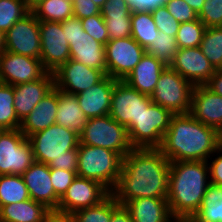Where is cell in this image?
<instances>
[{
    "instance_id": "obj_40",
    "label": "cell",
    "mask_w": 222,
    "mask_h": 222,
    "mask_svg": "<svg viewBox=\"0 0 222 222\" xmlns=\"http://www.w3.org/2000/svg\"><path fill=\"white\" fill-rule=\"evenodd\" d=\"M157 29L164 34L176 37L180 23L168 12L165 6H160L151 11Z\"/></svg>"
},
{
    "instance_id": "obj_29",
    "label": "cell",
    "mask_w": 222,
    "mask_h": 222,
    "mask_svg": "<svg viewBox=\"0 0 222 222\" xmlns=\"http://www.w3.org/2000/svg\"><path fill=\"white\" fill-rule=\"evenodd\" d=\"M31 12L38 21L63 22L73 14V1L71 0H40Z\"/></svg>"
},
{
    "instance_id": "obj_28",
    "label": "cell",
    "mask_w": 222,
    "mask_h": 222,
    "mask_svg": "<svg viewBox=\"0 0 222 222\" xmlns=\"http://www.w3.org/2000/svg\"><path fill=\"white\" fill-rule=\"evenodd\" d=\"M189 222H222V186L208 185L199 210Z\"/></svg>"
},
{
    "instance_id": "obj_9",
    "label": "cell",
    "mask_w": 222,
    "mask_h": 222,
    "mask_svg": "<svg viewBox=\"0 0 222 222\" xmlns=\"http://www.w3.org/2000/svg\"><path fill=\"white\" fill-rule=\"evenodd\" d=\"M194 85L170 66L162 71L150 98L153 103L170 110L174 115L188 114L191 109Z\"/></svg>"
},
{
    "instance_id": "obj_57",
    "label": "cell",
    "mask_w": 222,
    "mask_h": 222,
    "mask_svg": "<svg viewBox=\"0 0 222 222\" xmlns=\"http://www.w3.org/2000/svg\"><path fill=\"white\" fill-rule=\"evenodd\" d=\"M175 222H189V221H179V220H177V221H175Z\"/></svg>"
},
{
    "instance_id": "obj_16",
    "label": "cell",
    "mask_w": 222,
    "mask_h": 222,
    "mask_svg": "<svg viewBox=\"0 0 222 222\" xmlns=\"http://www.w3.org/2000/svg\"><path fill=\"white\" fill-rule=\"evenodd\" d=\"M47 71L41 59L4 51L0 56V82L12 86L35 81Z\"/></svg>"
},
{
    "instance_id": "obj_38",
    "label": "cell",
    "mask_w": 222,
    "mask_h": 222,
    "mask_svg": "<svg viewBox=\"0 0 222 222\" xmlns=\"http://www.w3.org/2000/svg\"><path fill=\"white\" fill-rule=\"evenodd\" d=\"M198 19L206 28L222 26V0H205Z\"/></svg>"
},
{
    "instance_id": "obj_23",
    "label": "cell",
    "mask_w": 222,
    "mask_h": 222,
    "mask_svg": "<svg viewBox=\"0 0 222 222\" xmlns=\"http://www.w3.org/2000/svg\"><path fill=\"white\" fill-rule=\"evenodd\" d=\"M59 89L54 87L34 107L29 115L21 121L19 130L29 137L49 126L56 124L55 118L58 107Z\"/></svg>"
},
{
    "instance_id": "obj_17",
    "label": "cell",
    "mask_w": 222,
    "mask_h": 222,
    "mask_svg": "<svg viewBox=\"0 0 222 222\" xmlns=\"http://www.w3.org/2000/svg\"><path fill=\"white\" fill-rule=\"evenodd\" d=\"M111 192L100 182L76 176L60 199L58 208L74 213L102 202Z\"/></svg>"
},
{
    "instance_id": "obj_48",
    "label": "cell",
    "mask_w": 222,
    "mask_h": 222,
    "mask_svg": "<svg viewBox=\"0 0 222 222\" xmlns=\"http://www.w3.org/2000/svg\"><path fill=\"white\" fill-rule=\"evenodd\" d=\"M213 93L222 96V68L216 69L214 75L205 84Z\"/></svg>"
},
{
    "instance_id": "obj_5",
    "label": "cell",
    "mask_w": 222,
    "mask_h": 222,
    "mask_svg": "<svg viewBox=\"0 0 222 222\" xmlns=\"http://www.w3.org/2000/svg\"><path fill=\"white\" fill-rule=\"evenodd\" d=\"M122 159L115 151L79 142L77 176L98 181L111 192L118 182Z\"/></svg>"
},
{
    "instance_id": "obj_39",
    "label": "cell",
    "mask_w": 222,
    "mask_h": 222,
    "mask_svg": "<svg viewBox=\"0 0 222 222\" xmlns=\"http://www.w3.org/2000/svg\"><path fill=\"white\" fill-rule=\"evenodd\" d=\"M103 19L106 24L109 40L131 36V16H111V18Z\"/></svg>"
},
{
    "instance_id": "obj_25",
    "label": "cell",
    "mask_w": 222,
    "mask_h": 222,
    "mask_svg": "<svg viewBox=\"0 0 222 222\" xmlns=\"http://www.w3.org/2000/svg\"><path fill=\"white\" fill-rule=\"evenodd\" d=\"M124 207L133 222H175L167 198H137L128 201Z\"/></svg>"
},
{
    "instance_id": "obj_31",
    "label": "cell",
    "mask_w": 222,
    "mask_h": 222,
    "mask_svg": "<svg viewBox=\"0 0 222 222\" xmlns=\"http://www.w3.org/2000/svg\"><path fill=\"white\" fill-rule=\"evenodd\" d=\"M30 199L22 175H0V207Z\"/></svg>"
},
{
    "instance_id": "obj_36",
    "label": "cell",
    "mask_w": 222,
    "mask_h": 222,
    "mask_svg": "<svg viewBox=\"0 0 222 222\" xmlns=\"http://www.w3.org/2000/svg\"><path fill=\"white\" fill-rule=\"evenodd\" d=\"M178 49L175 37L159 31L154 41H152L151 45L146 49V53L153 55L157 60L169 66Z\"/></svg>"
},
{
    "instance_id": "obj_33",
    "label": "cell",
    "mask_w": 222,
    "mask_h": 222,
    "mask_svg": "<svg viewBox=\"0 0 222 222\" xmlns=\"http://www.w3.org/2000/svg\"><path fill=\"white\" fill-rule=\"evenodd\" d=\"M14 88L12 85L0 82V127L3 130H15L20 128L14 110Z\"/></svg>"
},
{
    "instance_id": "obj_8",
    "label": "cell",
    "mask_w": 222,
    "mask_h": 222,
    "mask_svg": "<svg viewBox=\"0 0 222 222\" xmlns=\"http://www.w3.org/2000/svg\"><path fill=\"white\" fill-rule=\"evenodd\" d=\"M62 30L69 43L70 59L107 75L105 46L83 30L81 20L75 16L69 17L62 22Z\"/></svg>"
},
{
    "instance_id": "obj_44",
    "label": "cell",
    "mask_w": 222,
    "mask_h": 222,
    "mask_svg": "<svg viewBox=\"0 0 222 222\" xmlns=\"http://www.w3.org/2000/svg\"><path fill=\"white\" fill-rule=\"evenodd\" d=\"M103 18L111 16H132L130 5L125 0H107L101 8Z\"/></svg>"
},
{
    "instance_id": "obj_30",
    "label": "cell",
    "mask_w": 222,
    "mask_h": 222,
    "mask_svg": "<svg viewBox=\"0 0 222 222\" xmlns=\"http://www.w3.org/2000/svg\"><path fill=\"white\" fill-rule=\"evenodd\" d=\"M159 32L154 23L151 12L132 11L131 37L136 40L145 50Z\"/></svg>"
},
{
    "instance_id": "obj_43",
    "label": "cell",
    "mask_w": 222,
    "mask_h": 222,
    "mask_svg": "<svg viewBox=\"0 0 222 222\" xmlns=\"http://www.w3.org/2000/svg\"><path fill=\"white\" fill-rule=\"evenodd\" d=\"M77 176L76 171H65L50 168V178L56 195L61 199Z\"/></svg>"
},
{
    "instance_id": "obj_14",
    "label": "cell",
    "mask_w": 222,
    "mask_h": 222,
    "mask_svg": "<svg viewBox=\"0 0 222 222\" xmlns=\"http://www.w3.org/2000/svg\"><path fill=\"white\" fill-rule=\"evenodd\" d=\"M4 40L5 51L40 59L39 21L31 11L4 34Z\"/></svg>"
},
{
    "instance_id": "obj_19",
    "label": "cell",
    "mask_w": 222,
    "mask_h": 222,
    "mask_svg": "<svg viewBox=\"0 0 222 222\" xmlns=\"http://www.w3.org/2000/svg\"><path fill=\"white\" fill-rule=\"evenodd\" d=\"M30 199L43 204L48 209L58 208L60 198L56 195L47 164L34 161L22 174Z\"/></svg>"
},
{
    "instance_id": "obj_47",
    "label": "cell",
    "mask_w": 222,
    "mask_h": 222,
    "mask_svg": "<svg viewBox=\"0 0 222 222\" xmlns=\"http://www.w3.org/2000/svg\"><path fill=\"white\" fill-rule=\"evenodd\" d=\"M42 222H76V219L73 213L55 208L45 212Z\"/></svg>"
},
{
    "instance_id": "obj_26",
    "label": "cell",
    "mask_w": 222,
    "mask_h": 222,
    "mask_svg": "<svg viewBox=\"0 0 222 222\" xmlns=\"http://www.w3.org/2000/svg\"><path fill=\"white\" fill-rule=\"evenodd\" d=\"M87 121L88 118L80 108L76 96L59 90L56 124L80 134Z\"/></svg>"
},
{
    "instance_id": "obj_15",
    "label": "cell",
    "mask_w": 222,
    "mask_h": 222,
    "mask_svg": "<svg viewBox=\"0 0 222 222\" xmlns=\"http://www.w3.org/2000/svg\"><path fill=\"white\" fill-rule=\"evenodd\" d=\"M57 89L77 95L100 82L106 75L98 69L69 59L53 72Z\"/></svg>"
},
{
    "instance_id": "obj_42",
    "label": "cell",
    "mask_w": 222,
    "mask_h": 222,
    "mask_svg": "<svg viewBox=\"0 0 222 222\" xmlns=\"http://www.w3.org/2000/svg\"><path fill=\"white\" fill-rule=\"evenodd\" d=\"M165 7L179 23L192 22L198 15L184 0H167Z\"/></svg>"
},
{
    "instance_id": "obj_55",
    "label": "cell",
    "mask_w": 222,
    "mask_h": 222,
    "mask_svg": "<svg viewBox=\"0 0 222 222\" xmlns=\"http://www.w3.org/2000/svg\"><path fill=\"white\" fill-rule=\"evenodd\" d=\"M167 0H155V9L160 6H165Z\"/></svg>"
},
{
    "instance_id": "obj_53",
    "label": "cell",
    "mask_w": 222,
    "mask_h": 222,
    "mask_svg": "<svg viewBox=\"0 0 222 222\" xmlns=\"http://www.w3.org/2000/svg\"><path fill=\"white\" fill-rule=\"evenodd\" d=\"M5 51V40H4V34L0 32V56Z\"/></svg>"
},
{
    "instance_id": "obj_20",
    "label": "cell",
    "mask_w": 222,
    "mask_h": 222,
    "mask_svg": "<svg viewBox=\"0 0 222 222\" xmlns=\"http://www.w3.org/2000/svg\"><path fill=\"white\" fill-rule=\"evenodd\" d=\"M55 87L54 75L46 72L41 78L13 86L14 110L18 120L25 119L34 107Z\"/></svg>"
},
{
    "instance_id": "obj_18",
    "label": "cell",
    "mask_w": 222,
    "mask_h": 222,
    "mask_svg": "<svg viewBox=\"0 0 222 222\" xmlns=\"http://www.w3.org/2000/svg\"><path fill=\"white\" fill-rule=\"evenodd\" d=\"M169 66L194 86L205 85L216 71L200 47L179 48Z\"/></svg>"
},
{
    "instance_id": "obj_49",
    "label": "cell",
    "mask_w": 222,
    "mask_h": 222,
    "mask_svg": "<svg viewBox=\"0 0 222 222\" xmlns=\"http://www.w3.org/2000/svg\"><path fill=\"white\" fill-rule=\"evenodd\" d=\"M110 222H133L129 211L120 205L113 213Z\"/></svg>"
},
{
    "instance_id": "obj_6",
    "label": "cell",
    "mask_w": 222,
    "mask_h": 222,
    "mask_svg": "<svg viewBox=\"0 0 222 222\" xmlns=\"http://www.w3.org/2000/svg\"><path fill=\"white\" fill-rule=\"evenodd\" d=\"M173 116L170 110L155 103L143 109L138 118L132 120L127 127L131 146L133 148H159Z\"/></svg>"
},
{
    "instance_id": "obj_4",
    "label": "cell",
    "mask_w": 222,
    "mask_h": 222,
    "mask_svg": "<svg viewBox=\"0 0 222 222\" xmlns=\"http://www.w3.org/2000/svg\"><path fill=\"white\" fill-rule=\"evenodd\" d=\"M34 159L49 168L77 171L79 134L53 124L28 137Z\"/></svg>"
},
{
    "instance_id": "obj_37",
    "label": "cell",
    "mask_w": 222,
    "mask_h": 222,
    "mask_svg": "<svg viewBox=\"0 0 222 222\" xmlns=\"http://www.w3.org/2000/svg\"><path fill=\"white\" fill-rule=\"evenodd\" d=\"M206 26L199 20L180 23L176 34L178 48L200 47Z\"/></svg>"
},
{
    "instance_id": "obj_13",
    "label": "cell",
    "mask_w": 222,
    "mask_h": 222,
    "mask_svg": "<svg viewBox=\"0 0 222 222\" xmlns=\"http://www.w3.org/2000/svg\"><path fill=\"white\" fill-rule=\"evenodd\" d=\"M41 62L53 73L70 59V47L62 30V22L39 21Z\"/></svg>"
},
{
    "instance_id": "obj_21",
    "label": "cell",
    "mask_w": 222,
    "mask_h": 222,
    "mask_svg": "<svg viewBox=\"0 0 222 222\" xmlns=\"http://www.w3.org/2000/svg\"><path fill=\"white\" fill-rule=\"evenodd\" d=\"M190 114L222 134V96L213 93L205 85L194 86Z\"/></svg>"
},
{
    "instance_id": "obj_11",
    "label": "cell",
    "mask_w": 222,
    "mask_h": 222,
    "mask_svg": "<svg viewBox=\"0 0 222 222\" xmlns=\"http://www.w3.org/2000/svg\"><path fill=\"white\" fill-rule=\"evenodd\" d=\"M145 53L146 50L131 36L109 40L105 45L107 75L115 80H124Z\"/></svg>"
},
{
    "instance_id": "obj_56",
    "label": "cell",
    "mask_w": 222,
    "mask_h": 222,
    "mask_svg": "<svg viewBox=\"0 0 222 222\" xmlns=\"http://www.w3.org/2000/svg\"><path fill=\"white\" fill-rule=\"evenodd\" d=\"M92 1L95 3V5L102 8L107 0H92Z\"/></svg>"
},
{
    "instance_id": "obj_27",
    "label": "cell",
    "mask_w": 222,
    "mask_h": 222,
    "mask_svg": "<svg viewBox=\"0 0 222 222\" xmlns=\"http://www.w3.org/2000/svg\"><path fill=\"white\" fill-rule=\"evenodd\" d=\"M48 210L32 199L0 207V222H42Z\"/></svg>"
},
{
    "instance_id": "obj_2",
    "label": "cell",
    "mask_w": 222,
    "mask_h": 222,
    "mask_svg": "<svg viewBox=\"0 0 222 222\" xmlns=\"http://www.w3.org/2000/svg\"><path fill=\"white\" fill-rule=\"evenodd\" d=\"M222 145V134L190 113L171 118L159 149L170 162L208 161Z\"/></svg>"
},
{
    "instance_id": "obj_54",
    "label": "cell",
    "mask_w": 222,
    "mask_h": 222,
    "mask_svg": "<svg viewBox=\"0 0 222 222\" xmlns=\"http://www.w3.org/2000/svg\"><path fill=\"white\" fill-rule=\"evenodd\" d=\"M40 0H24L25 4L31 9L36 5Z\"/></svg>"
},
{
    "instance_id": "obj_3",
    "label": "cell",
    "mask_w": 222,
    "mask_h": 222,
    "mask_svg": "<svg viewBox=\"0 0 222 222\" xmlns=\"http://www.w3.org/2000/svg\"><path fill=\"white\" fill-rule=\"evenodd\" d=\"M209 184L208 161L170 162L167 201L172 216L189 221L199 210Z\"/></svg>"
},
{
    "instance_id": "obj_24",
    "label": "cell",
    "mask_w": 222,
    "mask_h": 222,
    "mask_svg": "<svg viewBox=\"0 0 222 222\" xmlns=\"http://www.w3.org/2000/svg\"><path fill=\"white\" fill-rule=\"evenodd\" d=\"M166 66L167 65L157 60L153 55L145 53L124 81L140 93L151 96L159 76Z\"/></svg>"
},
{
    "instance_id": "obj_41",
    "label": "cell",
    "mask_w": 222,
    "mask_h": 222,
    "mask_svg": "<svg viewBox=\"0 0 222 222\" xmlns=\"http://www.w3.org/2000/svg\"><path fill=\"white\" fill-rule=\"evenodd\" d=\"M83 30L104 46L109 41L108 31L102 15L81 19Z\"/></svg>"
},
{
    "instance_id": "obj_32",
    "label": "cell",
    "mask_w": 222,
    "mask_h": 222,
    "mask_svg": "<svg viewBox=\"0 0 222 222\" xmlns=\"http://www.w3.org/2000/svg\"><path fill=\"white\" fill-rule=\"evenodd\" d=\"M120 206L110 193L102 202L74 212L76 222H110L112 213Z\"/></svg>"
},
{
    "instance_id": "obj_50",
    "label": "cell",
    "mask_w": 222,
    "mask_h": 222,
    "mask_svg": "<svg viewBox=\"0 0 222 222\" xmlns=\"http://www.w3.org/2000/svg\"><path fill=\"white\" fill-rule=\"evenodd\" d=\"M198 15L202 10L205 0H184Z\"/></svg>"
},
{
    "instance_id": "obj_12",
    "label": "cell",
    "mask_w": 222,
    "mask_h": 222,
    "mask_svg": "<svg viewBox=\"0 0 222 222\" xmlns=\"http://www.w3.org/2000/svg\"><path fill=\"white\" fill-rule=\"evenodd\" d=\"M152 103L150 96L130 87L124 80H118L112 92L109 115L127 128Z\"/></svg>"
},
{
    "instance_id": "obj_10",
    "label": "cell",
    "mask_w": 222,
    "mask_h": 222,
    "mask_svg": "<svg viewBox=\"0 0 222 222\" xmlns=\"http://www.w3.org/2000/svg\"><path fill=\"white\" fill-rule=\"evenodd\" d=\"M34 161L29 140L19 129L0 132V175H22Z\"/></svg>"
},
{
    "instance_id": "obj_45",
    "label": "cell",
    "mask_w": 222,
    "mask_h": 222,
    "mask_svg": "<svg viewBox=\"0 0 222 222\" xmlns=\"http://www.w3.org/2000/svg\"><path fill=\"white\" fill-rule=\"evenodd\" d=\"M73 14L81 20L93 15H101V8L92 0H73Z\"/></svg>"
},
{
    "instance_id": "obj_52",
    "label": "cell",
    "mask_w": 222,
    "mask_h": 222,
    "mask_svg": "<svg viewBox=\"0 0 222 222\" xmlns=\"http://www.w3.org/2000/svg\"><path fill=\"white\" fill-rule=\"evenodd\" d=\"M131 7L132 11H140V0H125Z\"/></svg>"
},
{
    "instance_id": "obj_7",
    "label": "cell",
    "mask_w": 222,
    "mask_h": 222,
    "mask_svg": "<svg viewBox=\"0 0 222 222\" xmlns=\"http://www.w3.org/2000/svg\"><path fill=\"white\" fill-rule=\"evenodd\" d=\"M79 142L115 151L122 158L133 149L127 128L112 119L110 115L88 119L79 134Z\"/></svg>"
},
{
    "instance_id": "obj_51",
    "label": "cell",
    "mask_w": 222,
    "mask_h": 222,
    "mask_svg": "<svg viewBox=\"0 0 222 222\" xmlns=\"http://www.w3.org/2000/svg\"><path fill=\"white\" fill-rule=\"evenodd\" d=\"M155 9V0H140V11L151 12Z\"/></svg>"
},
{
    "instance_id": "obj_22",
    "label": "cell",
    "mask_w": 222,
    "mask_h": 222,
    "mask_svg": "<svg viewBox=\"0 0 222 222\" xmlns=\"http://www.w3.org/2000/svg\"><path fill=\"white\" fill-rule=\"evenodd\" d=\"M117 81L106 75L91 88L75 95L80 108L88 119L109 115L111 96Z\"/></svg>"
},
{
    "instance_id": "obj_34",
    "label": "cell",
    "mask_w": 222,
    "mask_h": 222,
    "mask_svg": "<svg viewBox=\"0 0 222 222\" xmlns=\"http://www.w3.org/2000/svg\"><path fill=\"white\" fill-rule=\"evenodd\" d=\"M200 48L215 69L222 68V29L206 28Z\"/></svg>"
},
{
    "instance_id": "obj_35",
    "label": "cell",
    "mask_w": 222,
    "mask_h": 222,
    "mask_svg": "<svg viewBox=\"0 0 222 222\" xmlns=\"http://www.w3.org/2000/svg\"><path fill=\"white\" fill-rule=\"evenodd\" d=\"M30 11L24 0H0V32L5 34Z\"/></svg>"
},
{
    "instance_id": "obj_1",
    "label": "cell",
    "mask_w": 222,
    "mask_h": 222,
    "mask_svg": "<svg viewBox=\"0 0 222 222\" xmlns=\"http://www.w3.org/2000/svg\"><path fill=\"white\" fill-rule=\"evenodd\" d=\"M170 161L159 148H133L122 159L111 191L120 205L137 198H167Z\"/></svg>"
},
{
    "instance_id": "obj_46",
    "label": "cell",
    "mask_w": 222,
    "mask_h": 222,
    "mask_svg": "<svg viewBox=\"0 0 222 222\" xmlns=\"http://www.w3.org/2000/svg\"><path fill=\"white\" fill-rule=\"evenodd\" d=\"M221 153V154H220ZM215 154V159H211L209 165L210 183L222 186V145L219 147Z\"/></svg>"
}]
</instances>
